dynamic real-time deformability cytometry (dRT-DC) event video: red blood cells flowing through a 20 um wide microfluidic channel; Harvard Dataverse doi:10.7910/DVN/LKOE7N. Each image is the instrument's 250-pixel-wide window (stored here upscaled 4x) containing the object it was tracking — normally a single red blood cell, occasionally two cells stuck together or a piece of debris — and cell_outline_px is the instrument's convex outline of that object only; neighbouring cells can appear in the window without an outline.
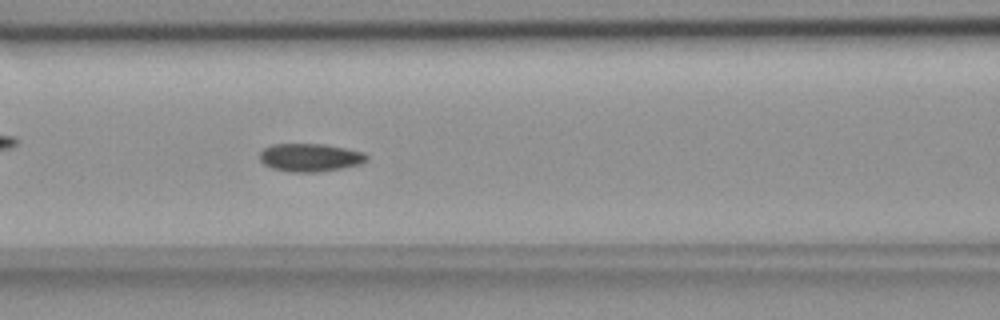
{"species": "common noctule bat (a hibernating species)", "species_latin": "Nyctalus noctula", "temperature_condition": "room temperature", "stored_images_in_passage": 41, "camera_frame_rate_fps": 3000, "um_per_image_px": 0.085, "animal": {"sex": "female", "body_mass_g": 18.4}, "frame": {"image": 1, "passage_image": 9, "time_ms": 2.667, "image_size_px": [1000, 320], "cell_outline_px": [[368, 160], [364, 164], [320, 172], [288, 172], [272, 168], [264, 164], [260, 160], [260, 152], [264, 148], [272, 144], [324, 144], [364, 152], [368, 156]], "centroid_in_image_um": [26.39, 13.4], "position_along_channel_um": 140.2, "area_um2": 17.69}}
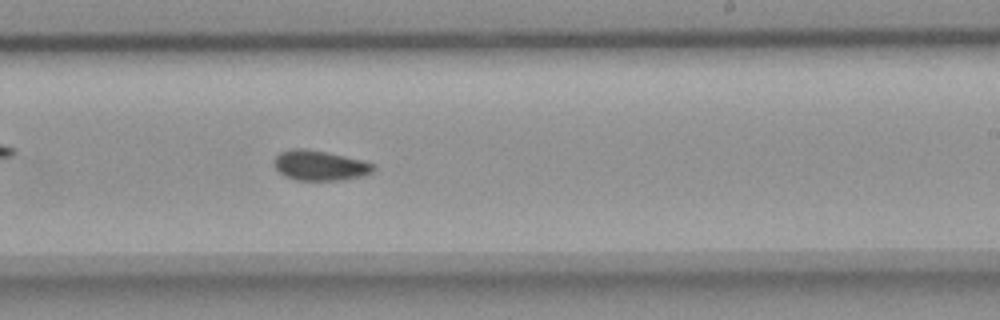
{"frame": {"image": 2, "passage_image": 19, "time_ms": 6.0, "image_size_px": [1000, 320], "cell_outline_px": [[376, 168], [372, 172], [360, 176], [340, 180], [296, 180], [284, 176], [276, 168], [272, 160], [280, 152], [292, 148], [304, 148], [344, 156], [376, 164]], "centroid_in_image_um": [27.16, 14.06], "position_along_channel_um": 261.8, "area_um2": 17.28}}
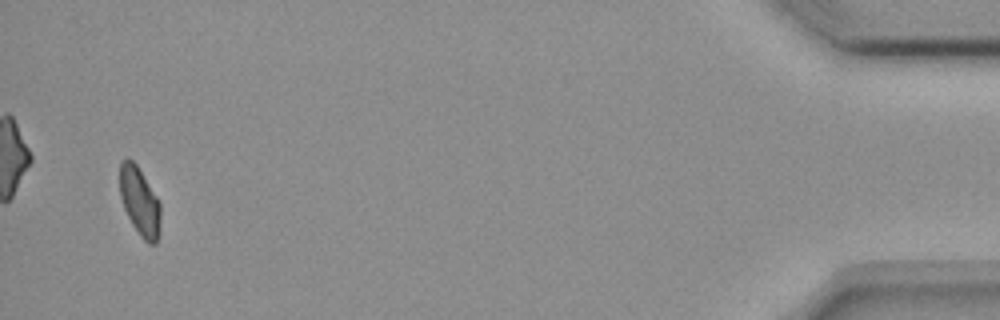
{"frame": {"image": 3, "passage_image": 39, "time_ms": 12.667, "image_size_px": [1000, 320], "cell_outline_px": [[160, 232], [156, 244], [148, 244], [140, 236], [132, 224], [124, 208], [120, 196], [120, 160], [132, 160], [136, 164], [160, 200]], "centroid_in_image_um": [11.9, 17.16], "position_along_channel_um": 423.3, "area_um2": 16.36}, "authors_computed_cell_mechanics": {"area_um2": 17.2244, "velocity_mm_per_s": 3.6663, "shape_relaxation_time_tau1_ms": null, "shape_relaxation_time_tau2_ms": 4.4519, "deformation_change_tau1": null, "deformation_change_tau2": 0.0739}}